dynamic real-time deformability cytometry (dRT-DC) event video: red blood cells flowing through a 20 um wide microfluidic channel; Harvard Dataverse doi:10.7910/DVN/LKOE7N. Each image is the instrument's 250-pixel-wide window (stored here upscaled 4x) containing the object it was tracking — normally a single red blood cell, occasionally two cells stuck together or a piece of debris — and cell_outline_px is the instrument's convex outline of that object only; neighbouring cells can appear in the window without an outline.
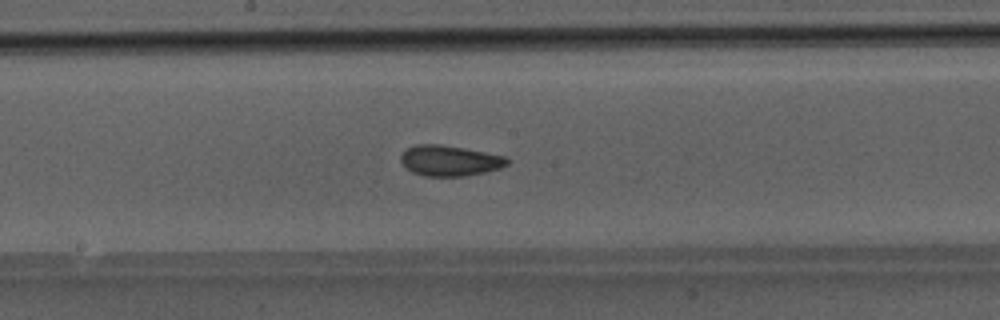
{"species": "Egyptian fruit bat (a non-hibernating species)", "species_latin": "Rousettus aegyptiacus", "temperature_condition": "room temperature", "stored_images_in_passage": 35, "camera_frame_rate_fps": 3000, "um_per_image_px": 0.085, "animal": {"sex": "male"}, "frame": {"image": 1, "passage_image": 13, "time_ms": 4.0, "image_size_px": [1000, 320], "cell_outline_px": [[508, 164], [500, 168], [484, 172], [464, 176], [424, 176], [412, 172], [400, 160], [400, 156], [408, 148], [416, 144], [440, 144], [464, 148], [504, 156], [508, 160]], "centroid_in_image_um": [38.21, 13.65], "position_along_channel_um": 210.0, "area_um2": 18.73}}
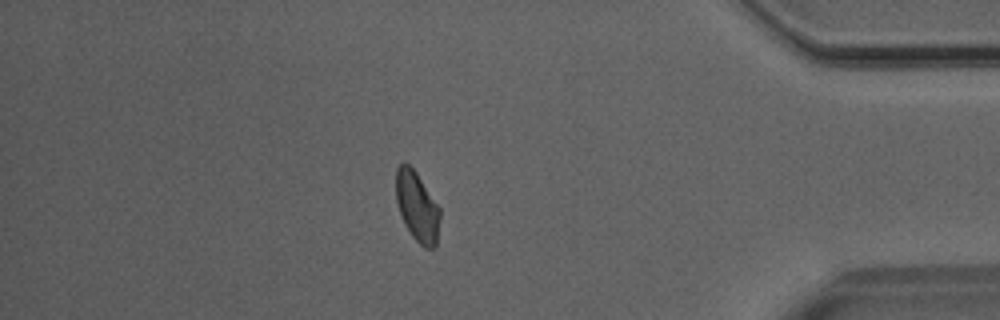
{"frame": {"image": 2, "passage_image": 29, "time_ms": 9.333, "image_size_px": [1000, 320], "cell_outline_px": [[440, 216], [436, 244], [432, 248], [424, 248], [412, 236], [404, 224], [396, 200], [396, 168], [404, 160], [416, 172], [440, 208]], "centroid_in_image_um": [35.44, 17.54], "position_along_channel_um": 399.8, "area_um2": 17.8}}